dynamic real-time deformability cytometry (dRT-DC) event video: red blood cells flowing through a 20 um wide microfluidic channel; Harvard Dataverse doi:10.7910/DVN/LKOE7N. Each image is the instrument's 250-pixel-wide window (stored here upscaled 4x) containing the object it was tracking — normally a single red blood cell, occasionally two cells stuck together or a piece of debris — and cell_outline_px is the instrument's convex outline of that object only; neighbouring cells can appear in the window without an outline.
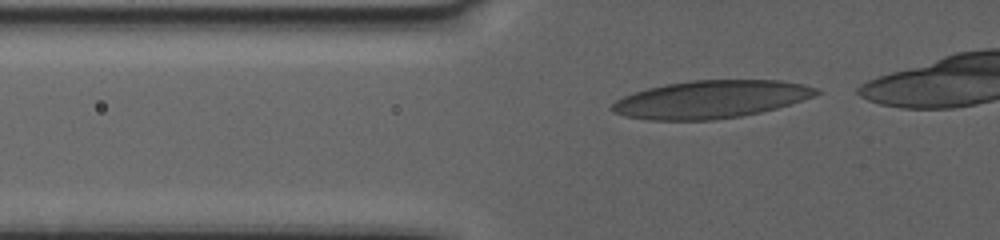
{"species": "human", "species_latin": "Homo sapiens", "temperature_condition": "warm", "stored_images_in_passage": 32, "camera_frame_rate_fps": 3000, "um_per_image_px": 0.085, "donor": {"sex": "female"}, "frame": {"image": 1, "passage_image": 2, "time_ms": 0.333, "image_size_px": [1000, 240], "cell_outline_px": [[824, 92], [776, 108], [760, 112], [740, 116], [712, 120], [648, 120], [624, 116], [612, 112], [608, 108], [616, 100], [632, 92], [648, 88], [668, 84], [692, 80], [780, 80], [804, 84], [816, 88]], "centroid_in_image_um": [60.37, 8.44], "position_along_channel_um": 65.4, "area_um2": 44.85}}
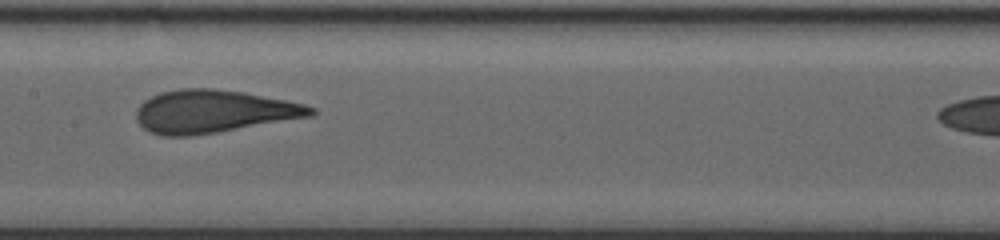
{"frame": {"image": 2, "passage_image": 15, "time_ms": 4.667, "image_size_px": [1000, 240], "cell_outline_px": [[316, 112], [312, 116], [192, 136], [160, 136], [144, 128], [136, 120], [136, 108], [144, 100], [160, 92], [180, 88], [212, 88], [244, 92], [304, 104], [316, 108]], "centroid_in_image_um": [18.11, 9.47], "position_along_channel_um": 189.3, "area_um2": 43.47}}
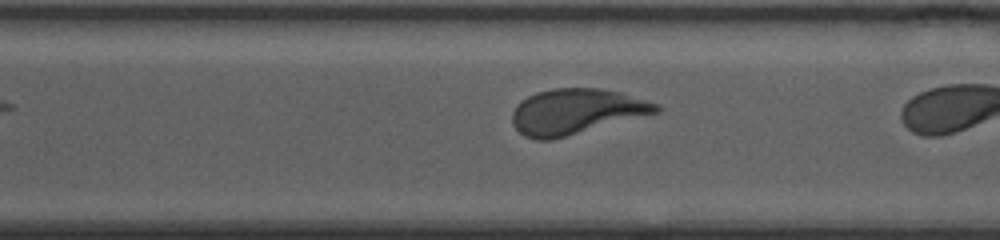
{"frame": {"image": 3, "passage_image": 26, "time_ms": 8.333, "image_size_px": [1000, 240], "cell_outline_px": [[664, 108], [660, 112], [552, 140], [536, 140], [524, 136], [512, 124], [512, 112], [516, 104], [520, 100], [536, 92], [552, 88], [600, 88], [620, 92], [660, 104]], "centroid_in_image_um": [48.98, 9.48], "position_along_channel_um": 321.6, "area_um2": 38.44}}